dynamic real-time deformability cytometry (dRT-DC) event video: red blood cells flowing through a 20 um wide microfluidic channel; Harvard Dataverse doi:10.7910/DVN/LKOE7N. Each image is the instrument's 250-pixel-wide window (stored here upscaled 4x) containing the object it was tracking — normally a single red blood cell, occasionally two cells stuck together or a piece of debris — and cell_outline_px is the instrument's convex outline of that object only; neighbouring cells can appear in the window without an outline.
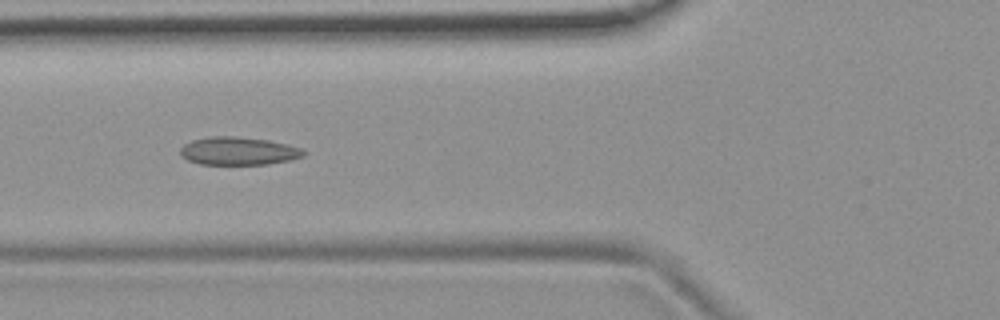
{"species": "common noctule bat (a hibernating species)", "species_latin": "Nyctalus noctula", "temperature_condition": "room temperature", "stored_images_in_passage": 53, "camera_frame_rate_fps": 3000, "um_per_image_px": 0.085, "animal": {"sex": "female", "body_mass_g": 19.9}, "frame": {"image": 1, "passage_image": 20, "time_ms": 6.333, "image_size_px": [1000, 320], "cell_outline_px": [[308, 152], [304, 156], [288, 160], [268, 164], [200, 164], [188, 160], [180, 156], [180, 148], [184, 144], [192, 140], [212, 136], [232, 136], [268, 140], [288, 144], [304, 148]], "centroid_in_image_um": [20.29, 12.83], "position_along_channel_um": 105.5, "area_um2": 20.23}}
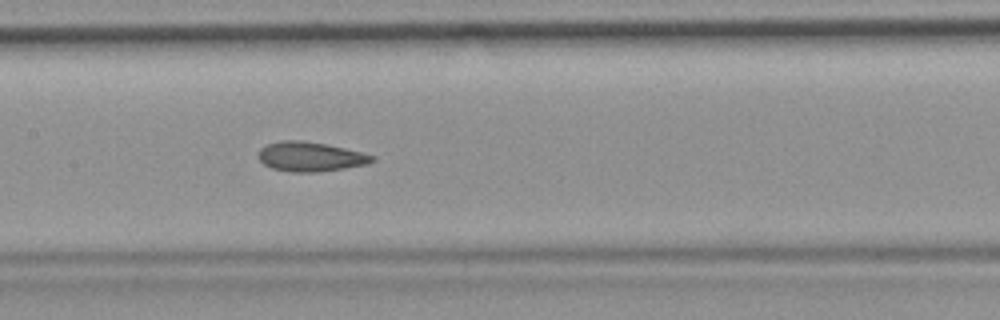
{"frame": {"image": 2, "passage_image": 26, "time_ms": 8.333, "image_size_px": [1000, 320], "cell_outline_px": [[376, 160], [368, 164], [344, 168], [316, 172], [292, 172], [272, 168], [264, 164], [256, 156], [260, 148], [268, 144], [280, 140], [300, 140], [324, 144], [344, 148], [376, 156]], "centroid_in_image_um": [26.36, 13.31], "position_along_channel_um": 181.0, "area_um2": 19.54}}
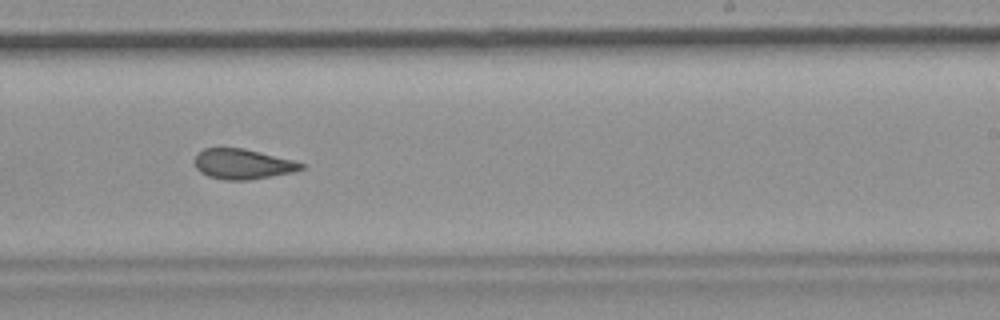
{"frame": {"image": 3, "passage_image": 33, "time_ms": 10.667, "image_size_px": [1000, 320], "cell_outline_px": [[304, 168], [292, 172], [248, 180], [224, 180], [208, 176], [200, 172], [196, 168], [192, 160], [196, 152], [204, 148], [244, 148], [292, 160], [304, 164]], "centroid_in_image_um": [20.54, 13.94], "position_along_channel_um": 268.5, "area_um2": 18.79}, "authors_computed_cell_mechanics": {"area_um2": 19.8832, "velocity_mm_per_s": 3.7675, "shape_relaxation_time_tau1_ms": null, "shape_relaxation_time_tau2_ms": 2.4814, "deformation_change_tau1": null, "deformation_change_tau2": 0.0884}}